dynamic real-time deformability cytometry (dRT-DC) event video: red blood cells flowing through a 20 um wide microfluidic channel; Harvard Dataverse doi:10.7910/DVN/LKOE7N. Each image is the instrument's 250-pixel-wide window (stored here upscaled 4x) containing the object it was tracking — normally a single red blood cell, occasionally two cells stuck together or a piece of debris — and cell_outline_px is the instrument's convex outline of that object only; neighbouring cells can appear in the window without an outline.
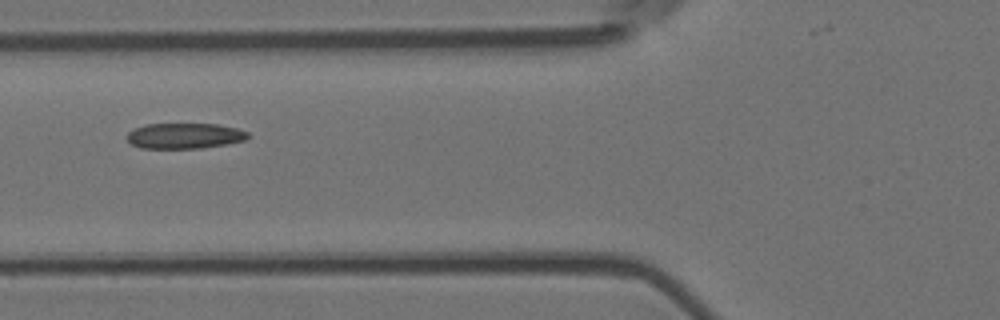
{"species": "Egyptian fruit bat (a non-hibernating species)", "species_latin": "Rousettus aegyptiacus", "temperature_condition": "room temperature", "stored_images_in_passage": 3, "camera_frame_rate_fps": 3000, "um_per_image_px": 0.085, "animal": {"sex": "female"}, "frame": {"image": 1, "passage_image": 2, "time_ms": 0.333, "image_size_px": [1000, 320], "cell_outline_px": [[252, 136], [244, 140], [224, 144], [200, 148], [140, 148], [132, 144], [124, 136], [128, 132], [144, 124], [216, 124], [236, 128], [248, 132]], "centroid_in_image_um": [15.67, 11.54], "position_along_channel_um": 110.1, "area_um2": 17.98}}
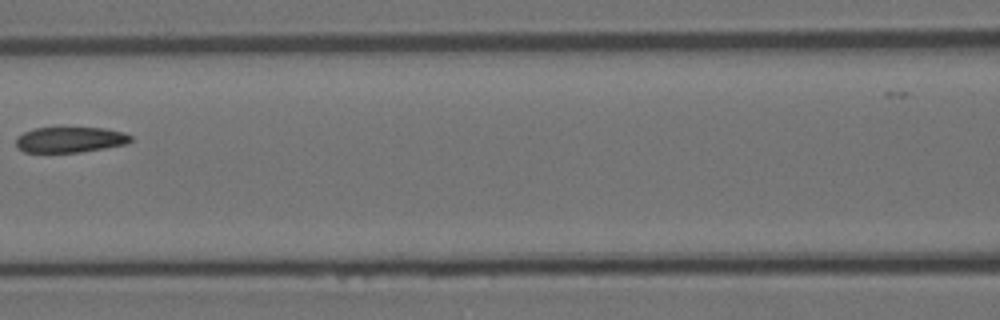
{"frame": {"image": 2, "passage_image": 3, "time_ms": 0.667, "image_size_px": [1000, 320], "cell_outline_px": [[132, 140], [128, 144], [80, 152], [24, 152], [16, 148], [16, 136], [24, 132], [36, 128], [104, 128], [124, 132], [132, 136]], "centroid_in_image_um": [5.96, 11.87], "position_along_channel_um": 160.6, "area_um2": 17.17}}